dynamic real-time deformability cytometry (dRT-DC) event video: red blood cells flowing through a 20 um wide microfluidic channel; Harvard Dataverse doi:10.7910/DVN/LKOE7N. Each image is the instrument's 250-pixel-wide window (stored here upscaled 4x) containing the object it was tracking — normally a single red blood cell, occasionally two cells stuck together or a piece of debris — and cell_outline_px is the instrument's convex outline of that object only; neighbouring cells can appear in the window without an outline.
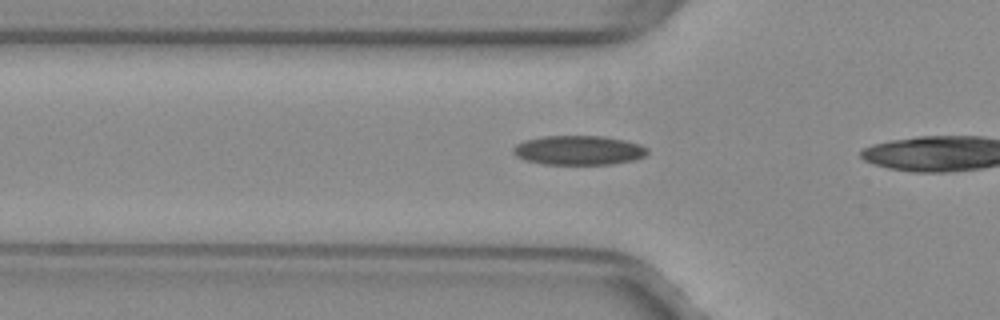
{"species": "common noctule bat (a hibernating species)", "species_latin": "Nyctalus noctula", "temperature_condition": "warm", "stored_images_in_passage": 8, "camera_frame_rate_fps": 3000, "um_per_image_px": 0.085, "animal": {"sex": "female", "body_mass_g": 29.2, "forearm_length_mm": 56.3}, "frame": {"image": 1, "passage_image": 6, "time_ms": 1.667, "image_size_px": [1000, 320], "cell_outline_px": [[648, 152], [644, 156], [632, 160], [612, 164], [544, 164], [524, 160], [516, 156], [512, 152], [512, 148], [516, 144], [524, 140], [544, 136], [604, 136], [624, 140], [640, 144], [648, 148]], "centroid_in_image_um": [49.16, 12.77], "position_along_channel_um": 76.6, "area_um2": 23.0}}